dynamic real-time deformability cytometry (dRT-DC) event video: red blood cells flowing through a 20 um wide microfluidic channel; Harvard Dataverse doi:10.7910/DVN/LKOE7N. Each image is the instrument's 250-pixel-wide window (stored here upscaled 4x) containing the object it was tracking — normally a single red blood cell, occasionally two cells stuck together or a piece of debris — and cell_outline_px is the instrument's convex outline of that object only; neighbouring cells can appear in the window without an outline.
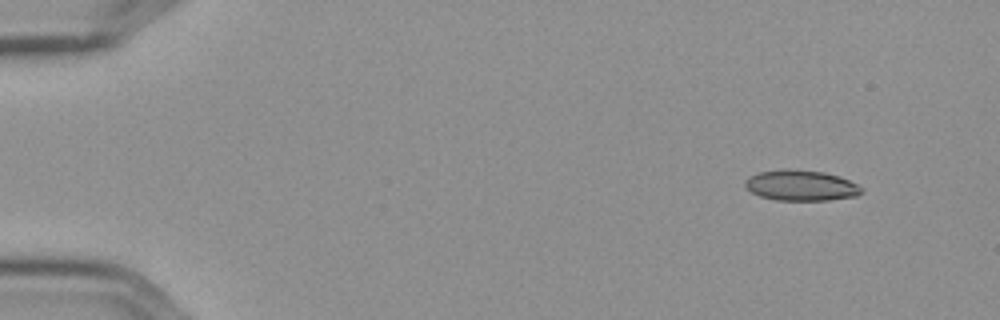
{"species": "Egyptian fruit bat (a non-hibernating species)", "species_latin": "Rousettus aegyptiacus", "temperature_condition": "cold", "stored_images_in_passage": 53, "camera_frame_rate_fps": 3000, "um_per_image_px": 0.085, "frame": {"image": 1, "passage_image": 1, "time_ms": 0.0, "image_size_px": [1000, 320], "cell_outline_px": [[864, 192], [856, 196], [828, 200], [776, 200], [760, 196], [752, 192], [744, 184], [744, 180], [748, 176], [760, 172], [788, 168], [824, 172], [840, 176], [864, 188]], "centroid_in_image_um": [68.1, 15.75], "position_along_channel_um": 16.9, "area_um2": 20.87}}
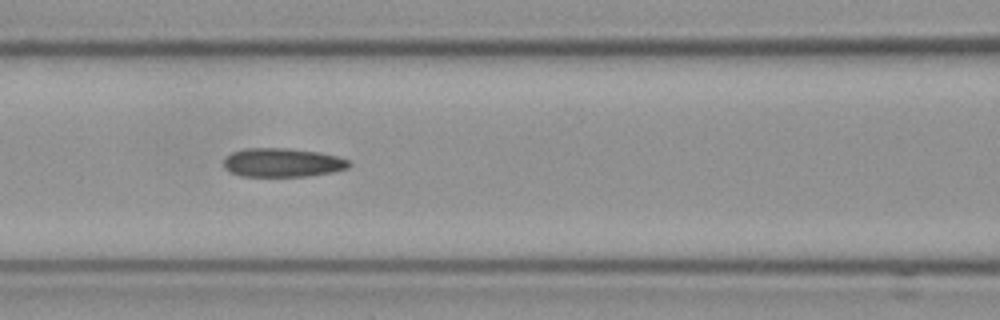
{"frame": {"image": 2, "passage_image": 21, "time_ms": 6.667, "image_size_px": [1000, 320], "cell_outline_px": [[352, 164], [348, 168], [332, 172], [308, 176], [240, 176], [224, 168], [224, 160], [232, 152], [244, 148], [288, 148], [320, 152], [336, 156], [348, 160]], "centroid_in_image_um": [24.02, 13.81], "position_along_channel_um": 142.6, "area_um2": 21.04}}
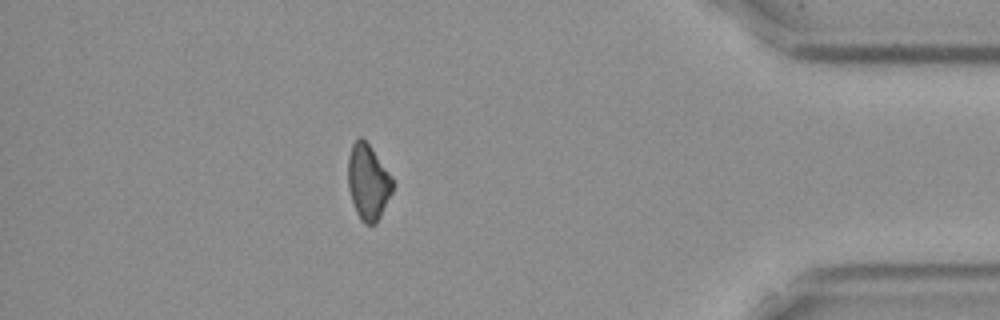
{"frame": {"image": 3, "passage_image": 46, "time_ms": 15.0, "image_size_px": [1000, 320], "cell_outline_px": [[392, 192], [376, 224], [364, 224], [360, 220], [356, 212], [348, 188], [348, 156], [352, 144], [360, 136], [372, 148], [392, 180]], "centroid_in_image_um": [31.25, 15.49], "position_along_channel_um": 403.9, "area_um2": 19.25}, "authors_computed_cell_mechanics": {"area_um2": 20.9814, "velocity_mm_per_s": 3.5941, "shape_relaxation_time_tau1_ms": null, "shape_relaxation_time_tau2_ms": 7.7025, "deformation_change_tau1": null, "deformation_change_tau2": 0.1683}}